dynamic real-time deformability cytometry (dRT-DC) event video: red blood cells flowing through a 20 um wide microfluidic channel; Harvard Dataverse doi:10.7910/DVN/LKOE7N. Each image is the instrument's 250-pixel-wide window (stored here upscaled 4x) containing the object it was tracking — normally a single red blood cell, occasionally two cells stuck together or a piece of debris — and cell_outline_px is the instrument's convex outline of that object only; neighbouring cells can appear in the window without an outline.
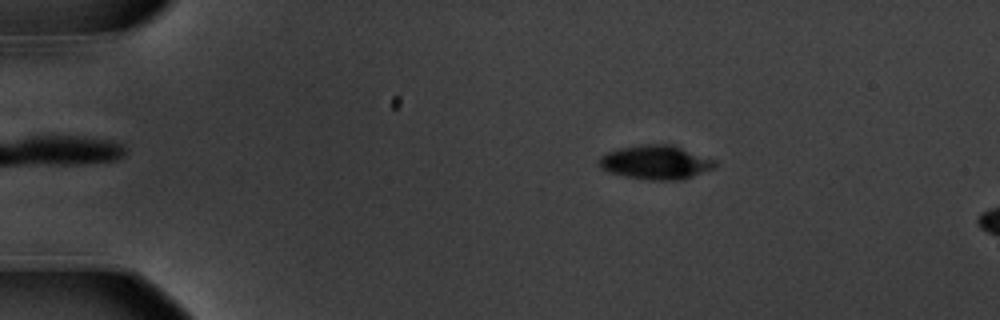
{"species": "common noctule bat (a hibernating species)", "species_latin": "Nyctalus noctula", "temperature_condition": "warm", "stored_images_in_passage": 17, "camera_frame_rate_fps": 3000, "um_per_image_px": 0.085, "animal": {"sex": "male", "body_mass_g": 20.1, "forearm_length_mm": 53.5}, "frame": {"image": 1, "passage_image": 10, "time_ms": 3.0, "image_size_px": [1000, 320], "cell_outline_px": [[716, 168], [684, 180], [648, 180], [624, 176], [608, 172], [600, 168], [596, 164], [600, 156], [604, 152], [620, 148], [644, 144], [672, 144], [716, 160]], "centroid_in_image_um": [55.72, 13.8], "position_along_channel_um": 29.3, "area_um2": 23.47}}